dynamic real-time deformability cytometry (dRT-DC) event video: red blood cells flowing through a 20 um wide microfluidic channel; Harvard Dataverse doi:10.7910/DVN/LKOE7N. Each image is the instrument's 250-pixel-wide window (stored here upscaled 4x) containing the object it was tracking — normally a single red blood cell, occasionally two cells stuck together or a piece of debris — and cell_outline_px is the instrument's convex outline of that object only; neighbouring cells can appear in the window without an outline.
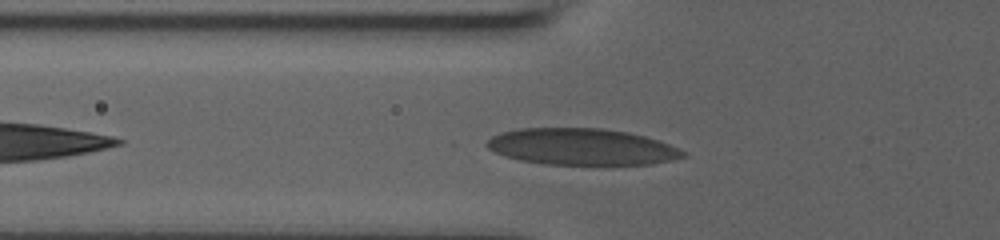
{"species": "human", "species_latin": "Homo sapiens", "temperature_condition": "room temperature", "stored_images_in_passage": 33, "camera_frame_rate_fps": 3000, "um_per_image_px": 0.085, "donor": {"sex": "male"}, "frame": {"image": 1, "passage_image": 5, "time_ms": 1.333, "image_size_px": [1000, 240], "cell_outline_px": [[688, 156], [672, 160], [648, 164], [544, 164], [520, 160], [504, 156], [488, 148], [484, 144], [492, 136], [500, 132], [520, 128], [600, 128], [628, 132], [644, 136], [668, 144], [684, 152]], "centroid_in_image_um": [49.4, 12.47], "position_along_channel_um": 76.4, "area_um2": 41.5}}
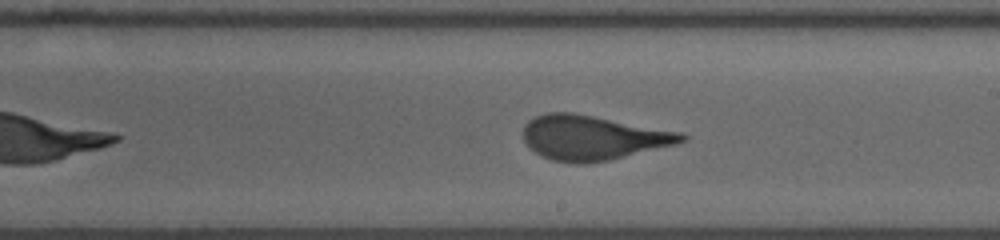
{"frame": {"image": 2, "passage_image": 18, "time_ms": 5.667, "image_size_px": [1000, 240], "cell_outline_px": [[688, 140], [676, 144], [608, 160], [584, 164], [576, 164], [552, 160], [540, 156], [524, 140], [524, 124], [528, 120], [536, 116], [548, 112], [572, 112], [684, 132], [688, 136]], "centroid_in_image_um": [50.41, 11.69], "position_along_channel_um": 238.6, "area_um2": 41.21}}
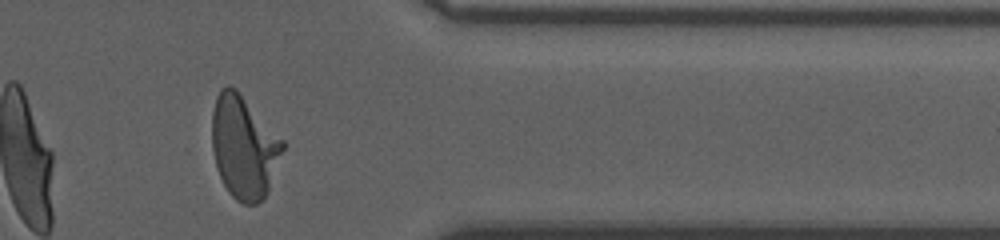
{"frame": {"image": 3, "passage_image": 31, "time_ms": 10.0, "image_size_px": [1000, 240], "cell_outline_px": [[284, 148], [268, 192], [256, 204], [244, 204], [236, 200], [228, 192], [216, 168], [212, 148], [212, 112], [216, 96], [220, 88], [228, 84], [236, 88], [284, 140]], "centroid_in_image_um": [20.72, 12.47], "position_along_channel_um": 390.7, "area_um2": 42.54}, "authors_computed_cell_mechanics": {"area_um2": 41.0958, "velocity_mm_per_s": 3.754, "shape_relaxation_time_tau1_ms": 4.964, "shape_relaxation_time_tau2_ms": null, "deformation_change_tau1": 0.1965, "deformation_change_tau2": null}}